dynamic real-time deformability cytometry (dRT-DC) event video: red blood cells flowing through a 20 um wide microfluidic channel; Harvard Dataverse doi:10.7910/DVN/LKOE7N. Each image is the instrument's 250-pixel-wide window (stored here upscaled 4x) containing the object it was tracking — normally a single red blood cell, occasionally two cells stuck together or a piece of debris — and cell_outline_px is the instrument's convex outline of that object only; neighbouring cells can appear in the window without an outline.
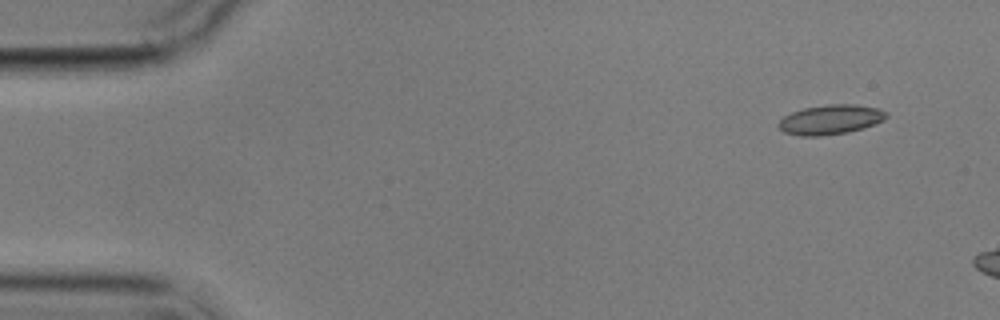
{"species": "common noctule bat (a hibernating species)", "species_latin": "Nyctalus noctula", "temperature_condition": "cold", "stored_images_in_passage": 3, "camera_frame_rate_fps": 3000, "um_per_image_px": 0.085, "animal": {"sex": "male", "body_mass_g": 17.9}, "frame": {"image": 1, "passage_image": 1, "time_ms": 0.0, "image_size_px": [1000, 320], "cell_outline_px": [[888, 116], [884, 120], [864, 128], [848, 132], [820, 136], [800, 136], [784, 132], [776, 124], [784, 116], [792, 112], [804, 108], [828, 104], [856, 104], [880, 108], [888, 112]], "centroid_in_image_um": [70.62, 10.16], "position_along_channel_um": 14.4, "area_um2": 18.79}}